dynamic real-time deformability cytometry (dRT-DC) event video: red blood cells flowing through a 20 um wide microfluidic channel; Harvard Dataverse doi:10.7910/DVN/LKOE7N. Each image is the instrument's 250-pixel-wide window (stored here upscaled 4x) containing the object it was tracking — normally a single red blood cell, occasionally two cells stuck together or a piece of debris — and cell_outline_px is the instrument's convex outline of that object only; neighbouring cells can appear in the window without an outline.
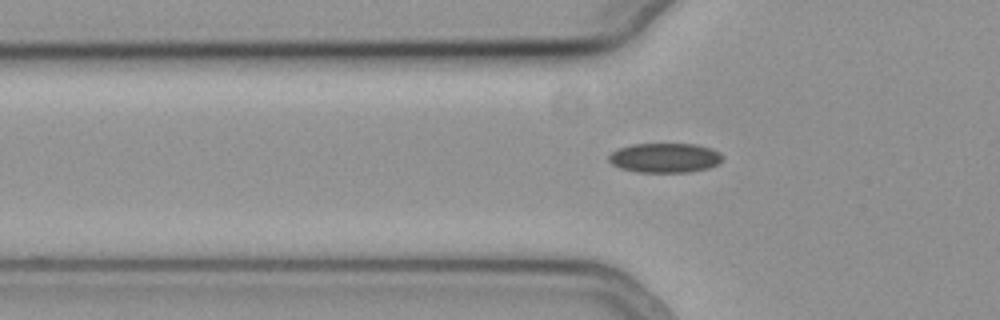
{"species": "common noctule bat (a hibernating species)", "species_latin": "Nyctalus noctula", "temperature_condition": "cold", "stored_images_in_passage": 8, "camera_frame_rate_fps": 3000, "um_per_image_px": 0.085, "animal": {"sex": "female", "body_mass_g": 19.3, "forearm_length_mm": 54.1}, "frame": {"image": 1, "passage_image": 7, "time_ms": 2.0, "image_size_px": [1000, 320], "cell_outline_px": [[720, 160], [716, 164], [708, 168], [688, 172], [636, 172], [620, 168], [612, 164], [608, 160], [608, 156], [612, 152], [620, 148], [632, 144], [696, 144], [712, 148], [720, 152]], "centroid_in_image_um": [56.48, 13.41], "position_along_channel_um": 69.3, "area_um2": 19.48}}